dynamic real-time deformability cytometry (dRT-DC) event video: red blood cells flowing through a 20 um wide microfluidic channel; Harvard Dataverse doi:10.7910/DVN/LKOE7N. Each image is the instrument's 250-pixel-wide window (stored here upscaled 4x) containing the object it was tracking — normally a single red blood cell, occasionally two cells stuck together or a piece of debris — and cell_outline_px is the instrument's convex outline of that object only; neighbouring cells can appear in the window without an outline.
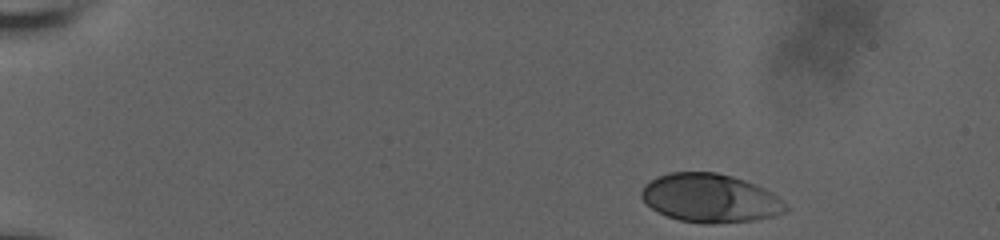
{"species": "human", "species_latin": "Homo sapiens", "temperature_condition": "room temperature", "stored_images_in_passage": 22, "camera_frame_rate_fps": 3000, "um_per_image_px": 0.085, "donor": {"sex": "male"}, "frame": {"image": 1, "passage_image": 1, "time_ms": 0.0, "image_size_px": [1000, 240], "cell_outline_px": [[788, 208], [784, 212], [772, 216], [756, 220], [712, 224], [704, 224], [680, 220], [668, 216], [652, 208], [640, 196], [640, 192], [644, 184], [656, 176], [668, 172], [716, 172], [732, 176], [744, 180], [764, 188], [772, 192]], "centroid_in_image_um": [60.33, 16.83], "position_along_channel_um": 24.7, "area_um2": 40.75}}
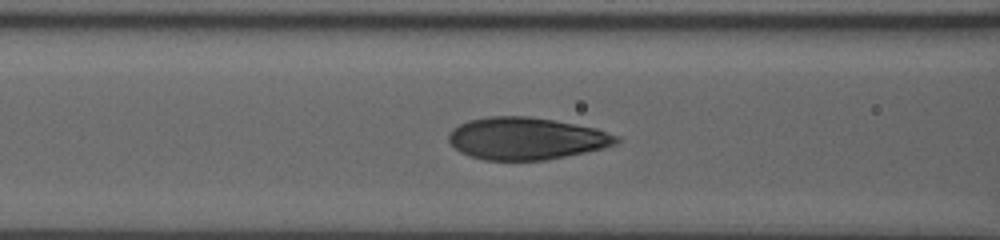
{"frame": {"image": 2, "passage_image": 19, "time_ms": 6.0, "image_size_px": [1000, 240], "cell_outline_px": [[620, 140], [616, 144], [604, 148], [544, 160], [484, 160], [468, 156], [460, 152], [448, 140], [448, 132], [452, 128], [468, 120], [488, 116], [528, 116], [576, 124], [596, 128], [620, 136]], "centroid_in_image_um": [44.71, 11.77], "position_along_channel_um": 121.9, "area_um2": 41.33}}
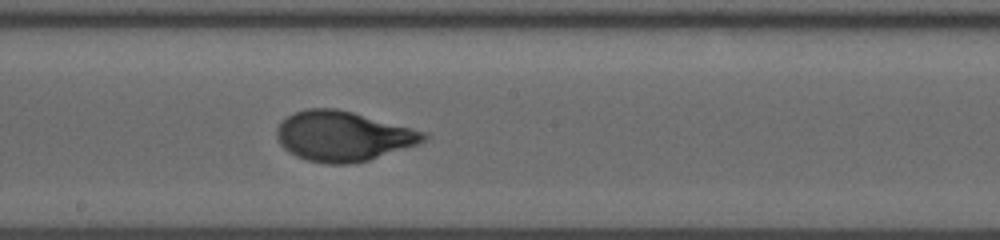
{"frame": {"image": 3, "passage_image": 22, "time_ms": 8.667, "image_size_px": [1000, 240], "cell_outline_px": [[428, 136], [424, 140], [416, 144], [368, 160], [352, 164], [328, 164], [308, 160], [296, 156], [288, 152], [280, 144], [276, 136], [276, 128], [280, 120], [296, 112], [308, 108], [336, 108], [352, 112], [428, 132]], "centroid_in_image_um": [29.11, 11.57], "position_along_channel_um": 219.1, "area_um2": 42.6}}